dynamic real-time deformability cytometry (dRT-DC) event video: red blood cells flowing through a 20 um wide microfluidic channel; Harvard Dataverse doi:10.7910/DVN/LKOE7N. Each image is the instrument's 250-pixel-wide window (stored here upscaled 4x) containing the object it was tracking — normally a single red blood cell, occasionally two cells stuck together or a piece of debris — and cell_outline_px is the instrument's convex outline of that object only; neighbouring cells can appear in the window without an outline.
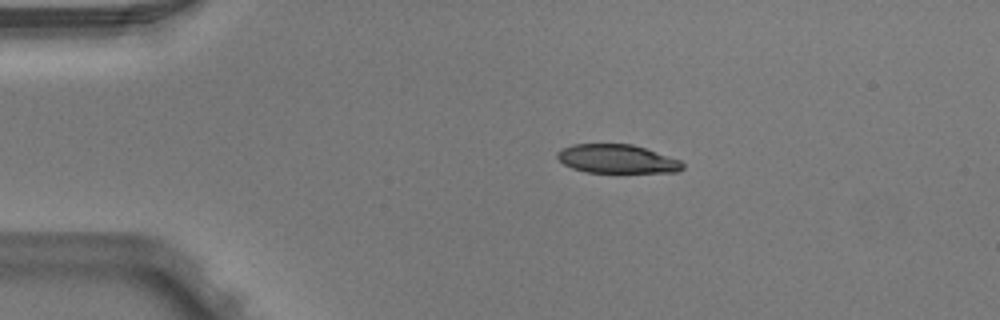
{"species": "Egyptian fruit bat (a non-hibernating species)", "species_latin": "Rousettus aegyptiacus", "temperature_condition": "warm", "stored_images_in_passage": 3, "camera_frame_rate_fps": 3000, "um_per_image_px": 0.085, "animal": {"sex": "male"}, "frame": {"image": 1, "passage_image": 2, "time_ms": 0.333, "image_size_px": [1000, 320], "cell_outline_px": [[684, 168], [680, 172], [588, 172], [572, 168], [564, 164], [556, 156], [556, 152], [560, 148], [572, 144], [632, 144], [680, 160], [684, 164]], "centroid_in_image_um": [52.43, 13.5], "position_along_channel_um": 32.6, "area_um2": 20.92}}